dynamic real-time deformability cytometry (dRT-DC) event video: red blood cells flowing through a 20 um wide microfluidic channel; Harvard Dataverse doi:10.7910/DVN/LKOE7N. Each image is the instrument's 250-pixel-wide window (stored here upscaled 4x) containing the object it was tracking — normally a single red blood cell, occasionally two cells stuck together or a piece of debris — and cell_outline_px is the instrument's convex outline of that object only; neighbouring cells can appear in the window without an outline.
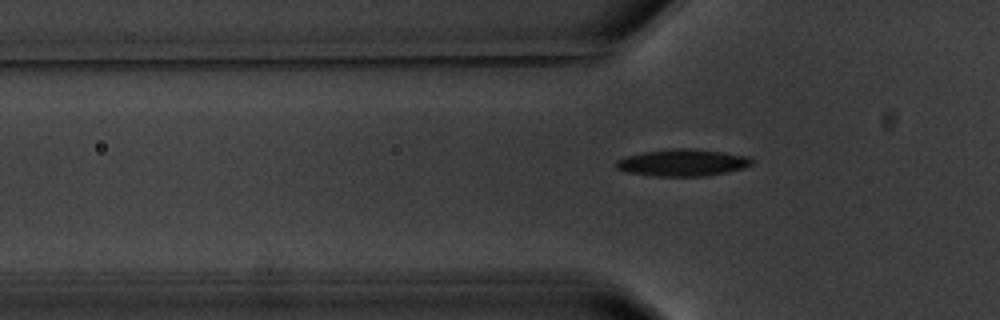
{"species": "common noctule bat (a hibernating species)", "species_latin": "Nyctalus noctula", "temperature_condition": "warm", "stored_images_in_passage": 8, "segment_of_instrument_passage": [2, 2], "camera_frame_rate_fps": 3000, "um_per_image_px": 0.085, "animal": {"sex": "male", "body_mass_g": 20.1, "forearm_length_mm": 53.5}, "frame": {"image": 1, "passage_image": 8, "time_ms": 8.667, "image_size_px": [1000, 320], "cell_outline_px": [[752, 164], [744, 168], [728, 172], [704, 176], [656, 176], [624, 172], [616, 168], [616, 160], [624, 156], [644, 152], [676, 148], [696, 148], [748, 156], [752, 160]], "centroid_in_image_um": [58.0, 13.82], "position_along_channel_um": 67.8, "area_um2": 21.39}}